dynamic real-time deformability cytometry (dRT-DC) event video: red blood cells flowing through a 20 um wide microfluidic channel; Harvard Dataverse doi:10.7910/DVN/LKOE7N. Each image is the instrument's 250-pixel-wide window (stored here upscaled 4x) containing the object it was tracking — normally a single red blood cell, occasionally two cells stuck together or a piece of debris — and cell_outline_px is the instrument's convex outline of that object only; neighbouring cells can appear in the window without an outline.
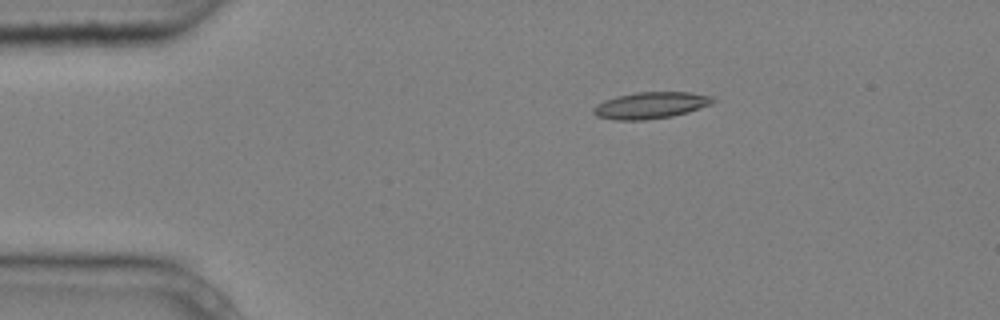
{"species": "common noctule bat (a hibernating species)", "species_latin": "Nyctalus noctula", "temperature_condition": "cold", "stored_images_in_passage": 5, "camera_frame_rate_fps": 3000, "um_per_image_px": 0.085, "animal": {"sex": "male", "body_mass_g": 20.4}, "frame": {"image": 1, "passage_image": 5, "time_ms": 1.333, "image_size_px": [1000, 320], "cell_outline_px": [[716, 100], [712, 104], [688, 112], [672, 116], [644, 120], [616, 120], [596, 116], [592, 112], [592, 108], [596, 104], [604, 100], [616, 96], [636, 92], [692, 92], [712, 96]], "centroid_in_image_um": [55.3, 8.95], "position_along_channel_um": 29.7, "area_um2": 18.67}}